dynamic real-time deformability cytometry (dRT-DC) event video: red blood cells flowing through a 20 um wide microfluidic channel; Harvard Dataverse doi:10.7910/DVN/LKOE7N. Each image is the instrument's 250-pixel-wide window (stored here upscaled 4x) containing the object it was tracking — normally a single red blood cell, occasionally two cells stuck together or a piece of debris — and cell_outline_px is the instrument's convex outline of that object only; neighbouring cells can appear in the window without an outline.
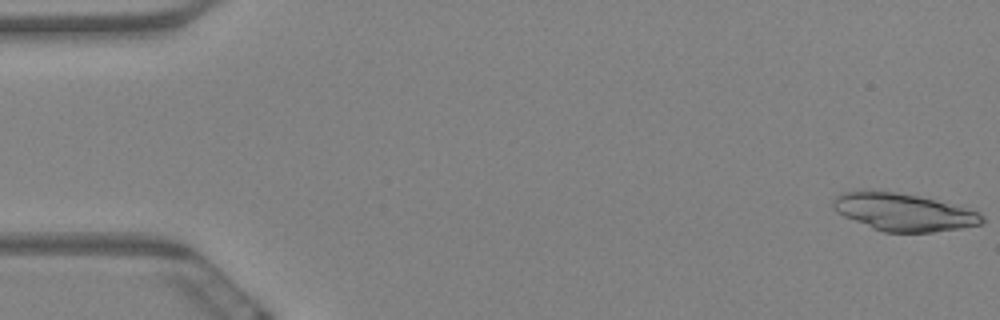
{"species": "Egyptian fruit bat (a non-hibernating species)", "species_latin": "Rousettus aegyptiacus", "temperature_condition": "warm", "stored_images_in_passage": 5, "camera_frame_rate_fps": 3000, "um_per_image_px": 0.085, "animal": {"sex": "female"}, "frame": {"image": 1, "passage_image": 1, "time_ms": 0.0, "image_size_px": [1000, 320], "cell_outline_px": [[984, 224], [960, 228], [932, 232], [884, 232], [872, 228], [844, 216], [836, 212], [832, 208], [832, 200], [836, 196], [844, 192], [896, 192], [936, 200], [980, 212], [984, 216]], "centroid_in_image_um": [76.82, 18.05], "position_along_channel_um": 8.2, "area_um2": 32.08}}
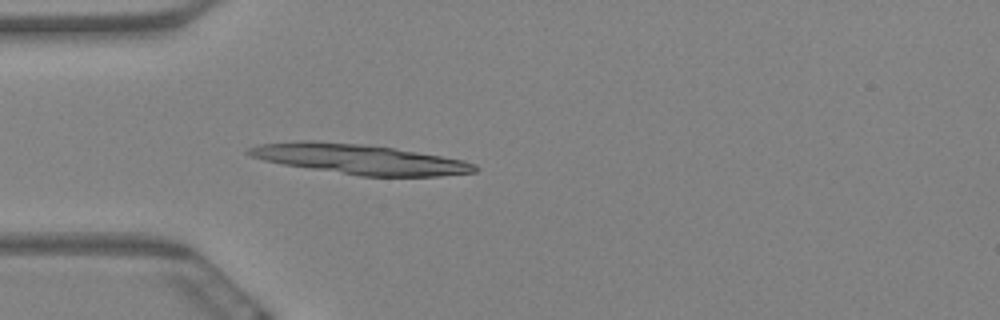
{"frame": {"image": 2, "passage_image": 5, "time_ms": 1.333, "image_size_px": [1000, 320], "cell_outline_px": [[480, 168], [476, 172], [440, 176], [360, 176], [284, 164], [264, 160], [252, 156], [244, 152], [248, 148], [260, 144], [300, 140], [312, 140], [364, 144], [392, 148], [464, 160], [476, 164]], "centroid_in_image_um": [30.57, 13.52], "position_along_channel_um": 54.4, "area_um2": 39.25}}